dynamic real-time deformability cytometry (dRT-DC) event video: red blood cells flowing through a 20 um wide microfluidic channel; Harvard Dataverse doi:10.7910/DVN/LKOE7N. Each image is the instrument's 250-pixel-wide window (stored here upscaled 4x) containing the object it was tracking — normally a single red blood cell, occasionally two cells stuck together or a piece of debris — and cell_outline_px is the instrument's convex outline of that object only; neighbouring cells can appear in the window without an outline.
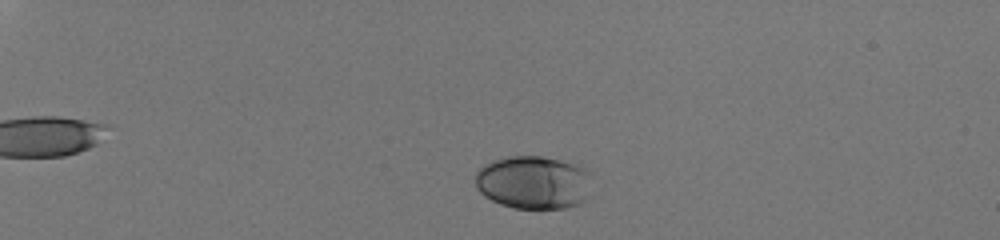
{"species": "human", "species_latin": "Homo sapiens", "temperature_condition": "room temperature", "stored_images_in_passage": 45, "camera_frame_rate_fps": 3000, "um_per_image_px": 0.085, "donor": {"sex": "male"}, "frame": {"image": 1, "passage_image": 9, "time_ms": 2.667, "image_size_px": [1000, 240], "cell_outline_px": [[588, 200], [580, 204], [564, 208], [512, 208], [500, 204], [484, 196], [476, 188], [476, 172], [484, 164], [492, 160], [508, 156], [544, 156], [580, 164], [588, 172]], "centroid_in_image_um": [45.34, 15.5], "position_along_channel_um": 39.7, "area_um2": 36.47}}
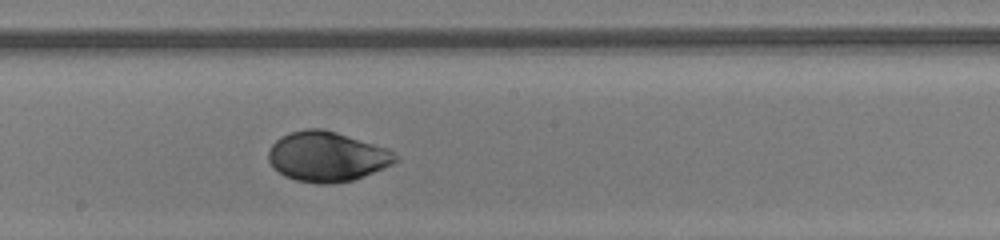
{"frame": {"image": 2, "passage_image": 30, "time_ms": 9.667, "image_size_px": [1000, 240], "cell_outline_px": [[400, 160], [392, 164], [364, 176], [352, 180], [332, 184], [316, 184], [296, 180], [284, 176], [272, 168], [268, 160], [268, 152], [272, 144], [280, 136], [288, 132], [304, 128], [324, 128], [388, 148]], "centroid_in_image_um": [27.75, 13.3], "position_along_channel_um": 220.4, "area_um2": 37.34}}
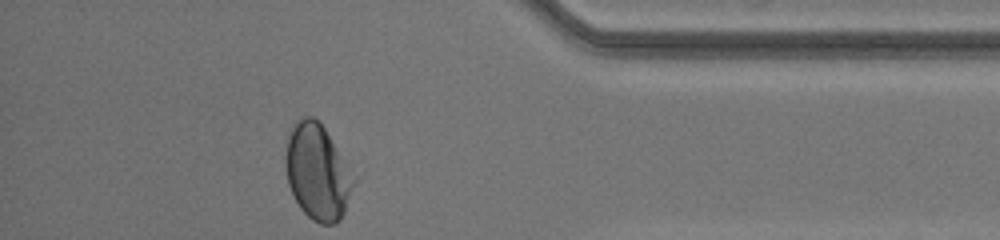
{"frame": {"image": 3, "passage_image": 45, "time_ms": 14.667, "image_size_px": [1000, 240], "cell_outline_px": [[356, 176], [344, 212], [340, 220], [336, 224], [320, 224], [312, 220], [300, 208], [288, 184], [284, 160], [284, 156], [288, 132], [292, 124], [300, 116], [312, 116], [324, 128]], "centroid_in_image_um": [26.96, 14.6], "position_along_channel_um": 408.2, "area_um2": 38.15}, "authors_computed_cell_mechanics": {"area_um2": 36.9342, "velocity_mm_per_s": 4.0721, "shape_relaxation_time_tau1_ms": 3.6611, "shape_relaxation_time_tau2_ms": null, "deformation_change_tau1": 0.1479, "deformation_change_tau2": null}}